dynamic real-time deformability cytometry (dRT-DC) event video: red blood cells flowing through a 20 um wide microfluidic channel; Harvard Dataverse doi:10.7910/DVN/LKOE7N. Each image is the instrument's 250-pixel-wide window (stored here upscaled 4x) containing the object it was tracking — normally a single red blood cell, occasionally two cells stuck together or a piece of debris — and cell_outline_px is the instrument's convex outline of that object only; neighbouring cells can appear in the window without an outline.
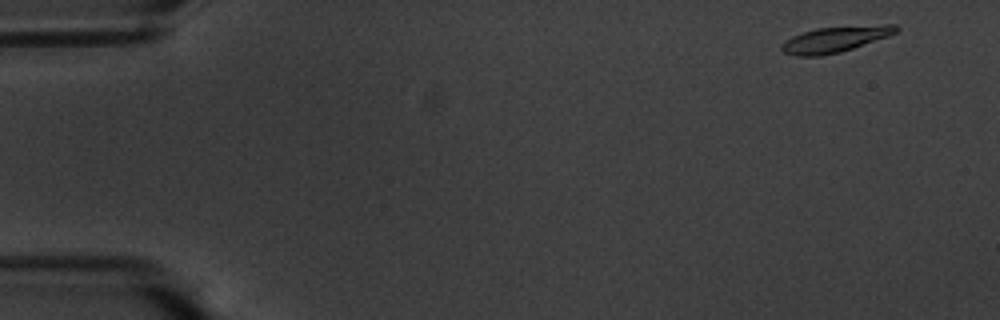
{"species": "common noctule bat (a hibernating species)", "species_latin": "Nyctalus noctula", "temperature_condition": "warm", "stored_images_in_passage": 9, "camera_frame_rate_fps": 3000, "um_per_image_px": 0.085, "animal": {"sex": "male", "body_mass_g": 20.1, "forearm_length_mm": 53.5}, "frame": {"image": 1, "passage_image": 2, "time_ms": 0.333, "image_size_px": [1000, 320], "cell_outline_px": [[900, 28], [896, 32], [888, 36], [840, 52], [820, 56], [796, 56], [784, 52], [780, 48], [780, 44], [792, 36], [816, 28], [880, 24], [896, 24]], "centroid_in_image_um": [70.99, 3.33], "position_along_channel_um": 14.0, "area_um2": 17.17}}